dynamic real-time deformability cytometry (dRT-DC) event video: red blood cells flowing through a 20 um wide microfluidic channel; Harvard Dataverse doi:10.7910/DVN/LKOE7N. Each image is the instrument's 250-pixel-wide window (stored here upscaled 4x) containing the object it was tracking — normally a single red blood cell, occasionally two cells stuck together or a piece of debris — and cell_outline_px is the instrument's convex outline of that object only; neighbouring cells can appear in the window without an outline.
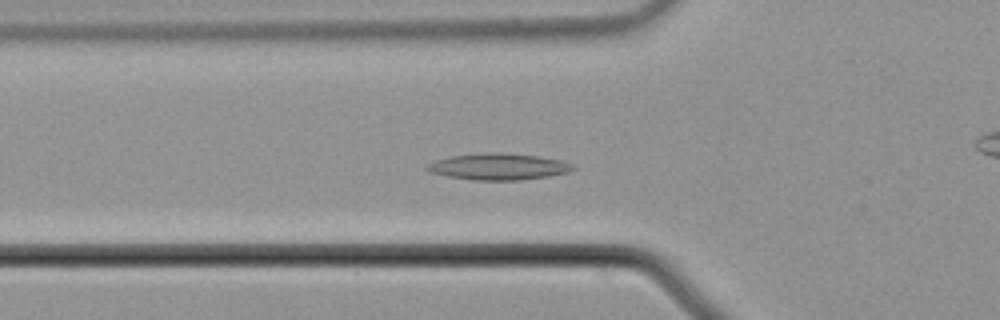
{"species": "common noctule bat (a hibernating species)", "species_latin": "Nyctalus noctula", "temperature_condition": "cold", "stored_images_in_passage": 49, "camera_frame_rate_fps": 3000, "um_per_image_px": 0.085, "animal": {"sex": "male", "body_mass_g": 21.5, "forearm_length_mm": 52.0}, "frame": {"image": 1, "passage_image": 18, "time_ms": 5.667, "image_size_px": [1000, 320], "cell_outline_px": [[576, 168], [568, 172], [548, 176], [520, 180], [472, 180], [448, 176], [428, 172], [424, 168], [428, 164], [436, 160], [452, 156], [488, 152], [500, 152], [540, 156], [560, 160], [572, 164]], "centroid_in_image_um": [42.36, 14.16], "position_along_channel_um": 83.4, "area_um2": 22.48}}
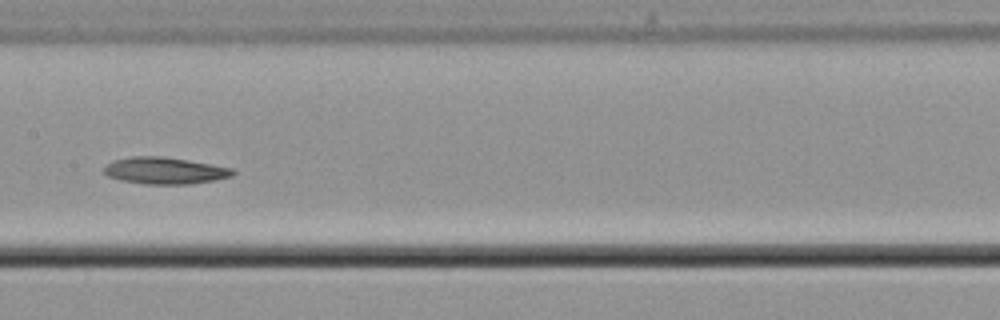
{"frame": {"image": 2, "passage_image": 27, "time_ms": 8.667, "image_size_px": [1000, 320], "cell_outline_px": [[236, 172], [232, 176], [216, 180], [188, 184], [144, 184], [120, 180], [108, 176], [104, 172], [104, 168], [112, 160], [132, 156], [160, 156], [188, 160], [232, 168]], "centroid_in_image_um": [14.0, 14.5], "position_along_channel_um": 193.4, "area_um2": 20.06}}
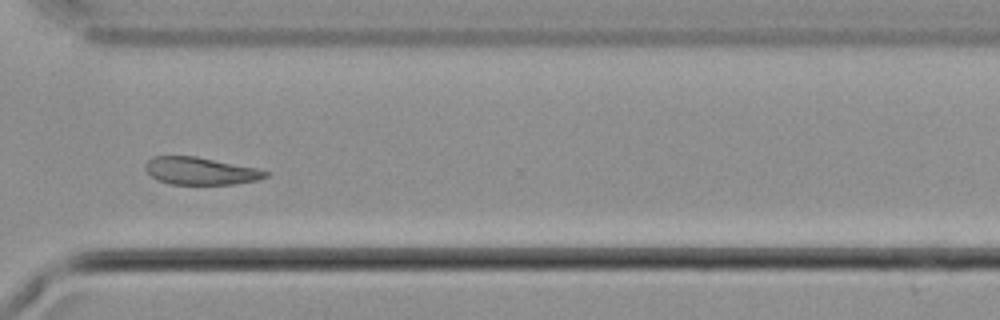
{"frame": {"image": 3, "passage_image": 40, "time_ms": 13.0, "image_size_px": [1000, 320], "cell_outline_px": [[268, 176], [256, 180], [232, 184], [172, 184], [156, 180], [144, 168], [144, 164], [152, 156], [196, 156], [260, 168], [268, 172]], "centroid_in_image_um": [17.03, 14.52], "position_along_channel_um": 353.6, "area_um2": 19.31}, "authors_computed_cell_mechanics": {"area_um2": 20.3456, "velocity_mm_per_s": 3.6778, "shape_relaxation_time_tau1_ms": 6.7674, "shape_relaxation_time_tau2_ms": null, "deformation_change_tau1": 0.1098, "deformation_change_tau2": null}}